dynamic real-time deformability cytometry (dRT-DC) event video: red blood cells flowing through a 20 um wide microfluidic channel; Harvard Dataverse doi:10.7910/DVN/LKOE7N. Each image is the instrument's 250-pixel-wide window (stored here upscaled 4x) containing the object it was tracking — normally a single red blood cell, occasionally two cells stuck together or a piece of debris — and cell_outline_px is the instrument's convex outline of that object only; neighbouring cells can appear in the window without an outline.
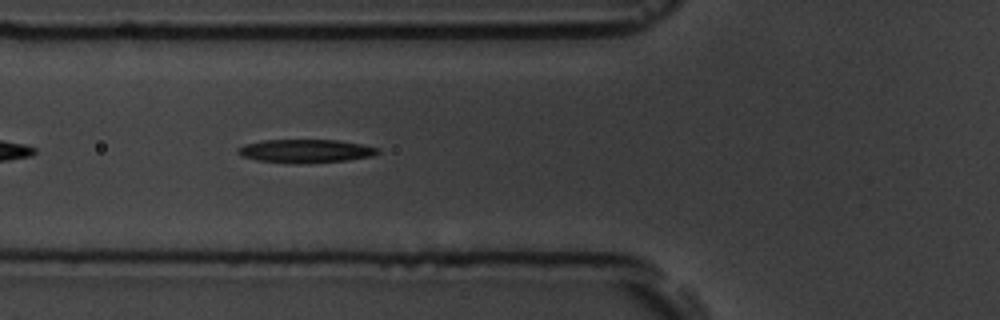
{"species": "common noctule bat (a hibernating species)", "species_latin": "Nyctalus noctula", "temperature_condition": "room temperature", "stored_images_in_passage": 7, "camera_frame_rate_fps": 3000, "um_per_image_px": 0.085, "animal": {"sex": "male", "body_mass_g": 19.5, "forearm_length_mm": 54.6}, "frame": {"image": 1, "passage_image": 7, "time_ms": 7.0, "image_size_px": [1000, 320], "cell_outline_px": [[380, 152], [372, 156], [348, 160], [256, 160], [240, 156], [236, 152], [236, 148], [244, 144], [260, 140], [336, 140], [360, 144], [380, 148]], "centroid_in_image_um": [25.95, 12.77], "position_along_channel_um": 99.9, "area_um2": 17.92}}